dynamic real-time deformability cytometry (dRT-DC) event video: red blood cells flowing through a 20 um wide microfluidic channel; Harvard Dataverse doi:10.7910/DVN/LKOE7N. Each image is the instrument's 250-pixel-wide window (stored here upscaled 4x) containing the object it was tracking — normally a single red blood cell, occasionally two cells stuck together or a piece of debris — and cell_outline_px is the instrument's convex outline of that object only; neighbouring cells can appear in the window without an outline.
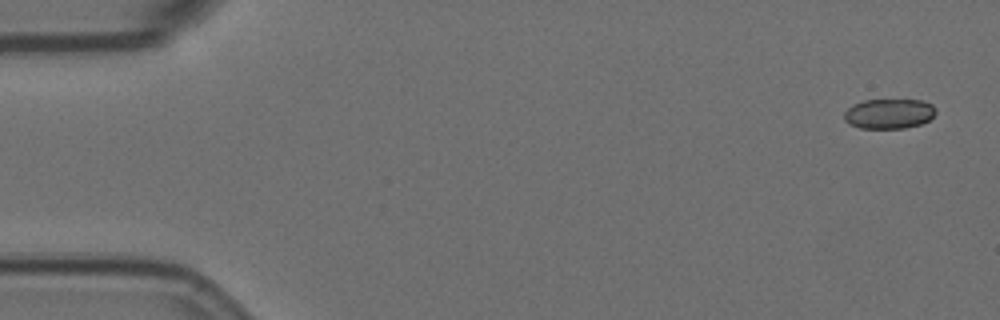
{"species": "Egyptian fruit bat (a non-hibernating species)", "species_latin": "Rousettus aegyptiacus", "temperature_condition": "room temperature", "stored_images_in_passage": 5, "camera_frame_rate_fps": 3000, "um_per_image_px": 0.085, "animal": {"sex": "female"}, "frame": {"image": 1, "passage_image": 1, "time_ms": 0.0, "image_size_px": [1000, 320], "cell_outline_px": [[936, 112], [928, 120], [920, 124], [904, 128], [860, 128], [848, 124], [844, 120], [844, 112], [852, 104], [864, 100], [920, 100], [932, 104], [936, 108]], "centroid_in_image_um": [75.54, 9.66], "position_along_channel_um": 9.5, "area_um2": 16.01}}
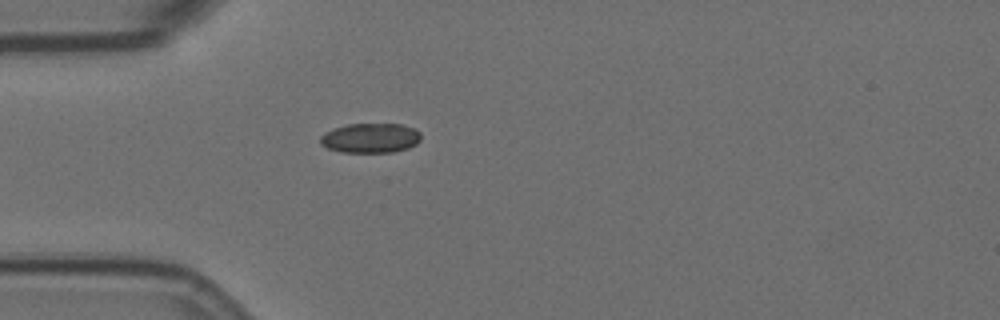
{"frame": {"image": 2, "passage_image": 5, "time_ms": 4.667, "image_size_px": [1000, 320], "cell_outline_px": [[420, 140], [416, 144], [408, 148], [392, 152], [340, 152], [328, 148], [320, 144], [320, 136], [324, 132], [348, 124], [400, 124], [416, 128], [420, 132]], "centroid_in_image_um": [31.49, 11.73], "position_along_channel_um": 53.5, "area_um2": 17.46}}